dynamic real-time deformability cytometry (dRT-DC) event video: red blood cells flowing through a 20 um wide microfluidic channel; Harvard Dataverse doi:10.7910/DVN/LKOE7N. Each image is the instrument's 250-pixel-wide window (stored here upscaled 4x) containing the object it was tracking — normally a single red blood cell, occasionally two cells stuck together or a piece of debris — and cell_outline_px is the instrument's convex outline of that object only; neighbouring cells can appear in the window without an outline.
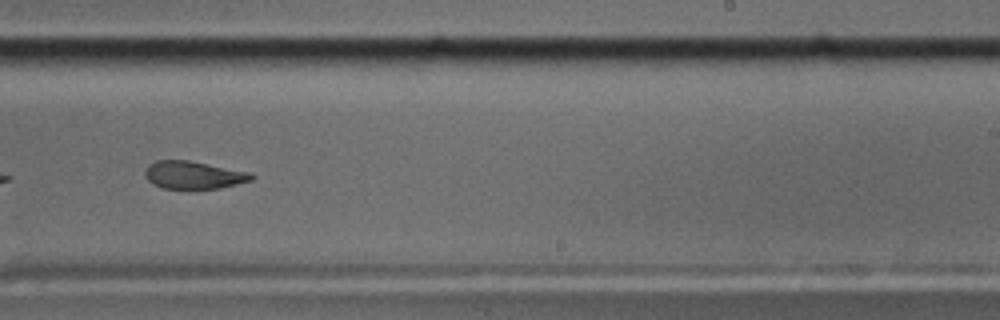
{"species": "common noctule bat (a hibernating species)", "species_latin": "Nyctalus noctula", "temperature_condition": "cold", "stored_images_in_passage": 16, "segment_of_instrument_passage": [2, 2], "camera_frame_rate_fps": 3000, "um_per_image_px": 0.085, "animal": {"sex": "male", "body_mass_g": 17.5, "forearm_length_mm": 52.3}, "frame": {"image": 1, "passage_image": 10, "time_ms": 11.333, "image_size_px": [1000, 320], "cell_outline_px": [[256, 176], [252, 180], [220, 188], [160, 188], [152, 184], [144, 176], [144, 172], [148, 164], [156, 160], [188, 160], [252, 172]], "centroid_in_image_um": [16.45, 14.86], "position_along_channel_um": 272.6, "area_um2": 17.34}}